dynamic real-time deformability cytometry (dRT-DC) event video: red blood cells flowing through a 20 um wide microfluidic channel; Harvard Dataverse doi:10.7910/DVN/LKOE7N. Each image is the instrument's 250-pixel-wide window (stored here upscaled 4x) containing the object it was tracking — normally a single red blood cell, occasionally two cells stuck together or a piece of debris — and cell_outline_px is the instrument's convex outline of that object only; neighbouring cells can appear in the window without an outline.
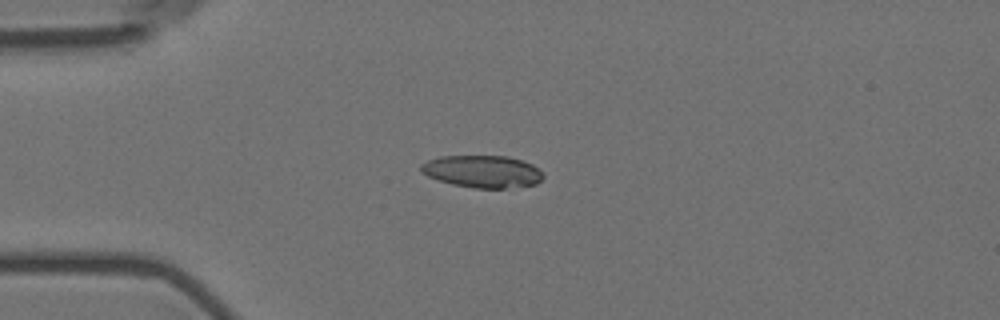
{"species": "Egyptian fruit bat (a non-hibernating species)", "species_latin": "Rousettus aegyptiacus", "temperature_condition": "room temperature", "stored_images_in_passage": 8, "camera_frame_rate_fps": 3000, "um_per_image_px": 0.085, "animal": {"sex": "female"}, "frame": {"image": 1, "passage_image": 3, "time_ms": 0.667, "image_size_px": [1000, 320], "cell_outline_px": [[544, 176], [536, 184], [504, 188], [476, 188], [452, 184], [428, 176], [420, 168], [420, 164], [428, 160], [440, 156], [508, 156], [524, 160], [532, 164]], "centroid_in_image_um": [41.01, 14.56], "position_along_channel_um": 44.0, "area_um2": 22.77}}
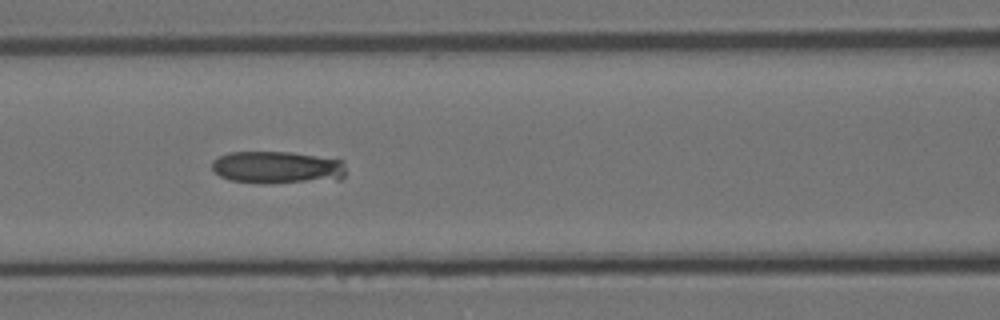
{"frame": {"image": 2, "passage_image": 6, "time_ms": 1.667, "image_size_px": [1000, 320], "cell_outline_px": [[344, 176], [340, 180], [232, 180], [220, 176], [212, 168], [212, 160], [228, 152], [292, 152], [344, 160]], "centroid_in_image_um": [23.59, 14.16], "position_along_channel_um": 143.0, "area_um2": 24.04}}
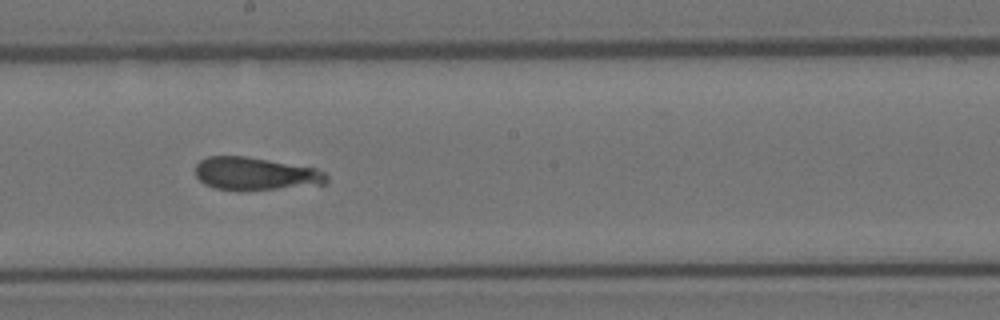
{"frame": {"image": 3, "passage_image": 8, "time_ms": 2.333, "image_size_px": [1000, 320], "cell_outline_px": [[328, 184], [276, 188], [216, 188], [204, 184], [196, 176], [196, 164], [200, 160], [208, 156], [244, 156], [316, 168], [324, 172], [328, 176]], "centroid_in_image_um": [21.73, 14.74], "position_along_channel_um": 226.5, "area_um2": 24.39}}